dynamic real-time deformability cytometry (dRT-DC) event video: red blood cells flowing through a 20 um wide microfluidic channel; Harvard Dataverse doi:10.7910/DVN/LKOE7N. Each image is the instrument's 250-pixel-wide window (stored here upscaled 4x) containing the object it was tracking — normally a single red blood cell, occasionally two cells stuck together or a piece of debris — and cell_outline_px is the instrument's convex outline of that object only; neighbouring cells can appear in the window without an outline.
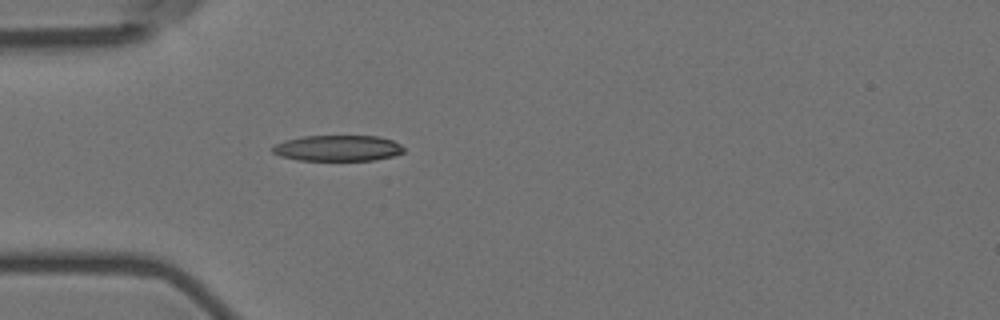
{"species": "Egyptian fruit bat (a non-hibernating species)", "species_latin": "Rousettus aegyptiacus", "temperature_condition": "room temperature", "stored_images_in_passage": 41, "camera_frame_rate_fps": 3000, "um_per_image_px": 0.085, "animal": {"sex": "female"}, "frame": {"image": 1, "passage_image": 1, "time_ms": 0.0, "image_size_px": [1000, 320], "cell_outline_px": [[404, 152], [392, 156], [376, 160], [296, 160], [280, 156], [272, 152], [272, 148], [276, 144], [284, 140], [304, 136], [376, 136], [392, 140], [400, 144], [404, 148]], "centroid_in_image_um": [28.7, 12.59], "position_along_channel_um": 56.3, "area_um2": 19.77}}
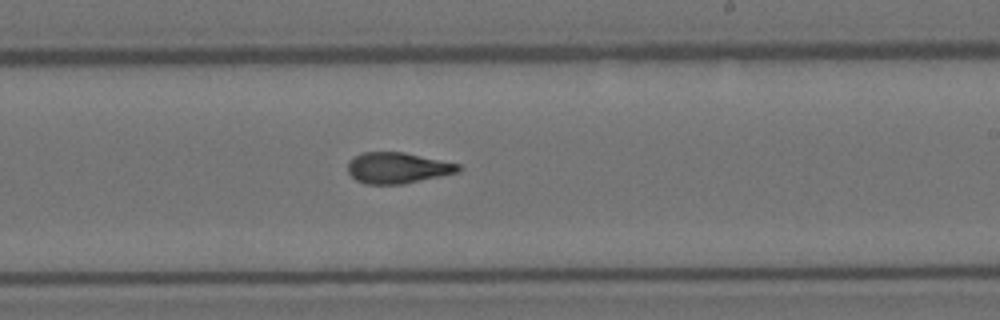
{"frame": {"image": 2, "passage_image": 18, "time_ms": 5.667, "image_size_px": [1000, 320], "cell_outline_px": [[464, 168], [460, 172], [400, 184], [364, 184], [356, 180], [348, 172], [348, 160], [352, 156], [364, 152], [404, 152], [460, 164]], "centroid_in_image_um": [33.79, 14.26], "position_along_channel_um": 255.2, "area_um2": 20.06}}
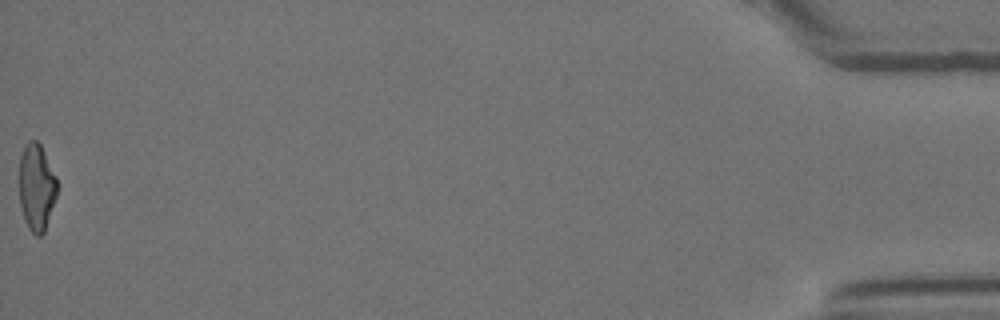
{"frame": {"image": 3, "passage_image": 41, "time_ms": 13.333, "image_size_px": [1000, 320], "cell_outline_px": [[56, 196], [44, 232], [40, 236], [36, 236], [28, 228], [24, 220], [20, 204], [20, 156], [24, 144], [28, 140], [36, 140], [40, 144], [56, 176]], "centroid_in_image_um": [3.09, 15.9], "position_along_channel_um": 432.1, "area_um2": 19.02}, "authors_computed_cell_mechanics": {"area_um2": 20.1144, "velocity_mm_per_s": 3.6073, "shape_relaxation_time_tau1_ms": 6.9996, "shape_relaxation_time_tau2_ms": 3.1569, "deformation_change_tau1": 0.2322, "deformation_change_tau2": 0.1188}}